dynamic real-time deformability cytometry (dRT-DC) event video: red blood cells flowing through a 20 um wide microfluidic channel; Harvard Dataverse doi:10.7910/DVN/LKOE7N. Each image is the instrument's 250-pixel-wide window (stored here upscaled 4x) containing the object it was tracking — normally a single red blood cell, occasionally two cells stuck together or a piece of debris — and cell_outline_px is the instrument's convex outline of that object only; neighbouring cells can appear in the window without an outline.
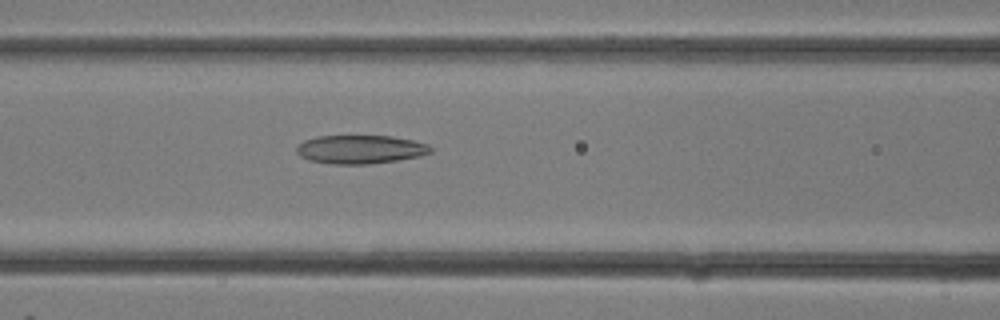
{"species": "common noctule bat (a hibernating species)", "species_latin": "Nyctalus noctula", "temperature_condition": "room temperature", "stored_images_in_passage": 6, "camera_frame_rate_fps": 3000, "um_per_image_px": 0.085, "animal": {"sex": "female"}, "frame": {"image": 1, "passage_image": 6, "time_ms": 1.667, "image_size_px": [1000, 320], "cell_outline_px": [[432, 152], [420, 156], [396, 160], [368, 164], [332, 164], [308, 160], [300, 156], [296, 152], [296, 148], [304, 140], [316, 136], [392, 136], [412, 140], [428, 144], [432, 148]], "centroid_in_image_um": [30.62, 12.69], "position_along_channel_um": 136.0, "area_um2": 22.31}}